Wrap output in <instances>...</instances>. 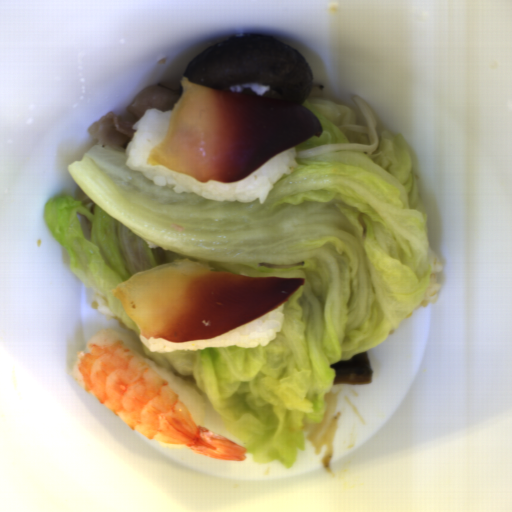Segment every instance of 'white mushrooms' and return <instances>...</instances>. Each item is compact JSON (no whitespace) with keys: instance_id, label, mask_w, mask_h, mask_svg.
Listing matches in <instances>:
<instances>
[{"instance_id":"1e6be865","label":"white mushrooms","mask_w":512,"mask_h":512,"mask_svg":"<svg viewBox=\"0 0 512 512\" xmlns=\"http://www.w3.org/2000/svg\"><path fill=\"white\" fill-rule=\"evenodd\" d=\"M305 264V261H299V262H295V263H289V264H271V263H266V262H259L257 265L258 267H267V268H270V269H290V268H293V267H297V266H300V265H304Z\"/></svg>"},{"instance_id":"51bd03cf","label":"white mushrooms","mask_w":512,"mask_h":512,"mask_svg":"<svg viewBox=\"0 0 512 512\" xmlns=\"http://www.w3.org/2000/svg\"><path fill=\"white\" fill-rule=\"evenodd\" d=\"M363 216H364V212L358 214L357 218H358V221H359V223L361 225V229H362L361 237L365 238L366 235H367V232H368V228H367L366 223H365V221L363 219Z\"/></svg>"}]
</instances>
